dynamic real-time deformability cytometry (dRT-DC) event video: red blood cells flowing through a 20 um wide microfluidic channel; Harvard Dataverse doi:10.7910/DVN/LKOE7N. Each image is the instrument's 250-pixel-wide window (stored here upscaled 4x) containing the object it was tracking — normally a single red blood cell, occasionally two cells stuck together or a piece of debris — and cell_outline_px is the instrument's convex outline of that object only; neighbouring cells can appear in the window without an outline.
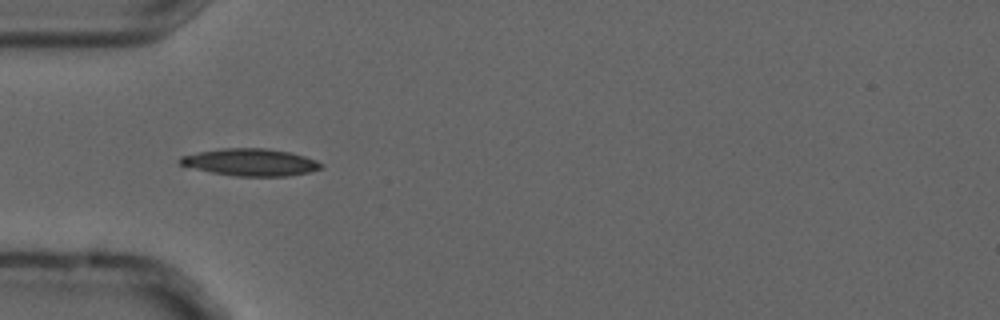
{"species": "common noctule bat (a hibernating species)", "species_latin": "Nyctalus noctula", "temperature_condition": "cold", "stored_images_in_passage": 5, "camera_frame_rate_fps": 3000, "um_per_image_px": 0.085, "animal": {"sex": "male", "forearm_length_mm": 52.5}, "frame": {"image": 1, "passage_image": 4, "time_ms": 1.0, "image_size_px": [1000, 320], "cell_outline_px": [[324, 168], [308, 172], [288, 176], [236, 176], [212, 172], [180, 164], [180, 156], [220, 148], [268, 148], [288, 152], [304, 156], [316, 160], [324, 164]], "centroid_in_image_um": [21.35, 13.79], "position_along_channel_um": 63.6, "area_um2": 22.14}}
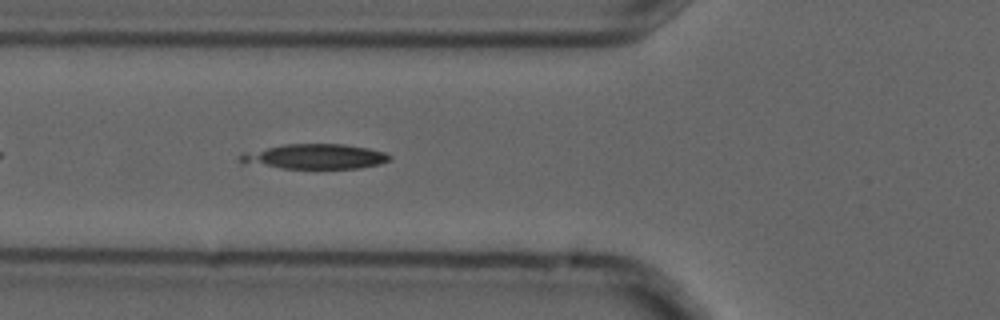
{"frame": {"image": 2, "passage_image": 5, "time_ms": 1.333, "image_size_px": [1000, 320], "cell_outline_px": [[392, 160], [380, 164], [360, 168], [280, 168], [240, 164], [240, 152], [284, 144], [344, 144], [368, 148], [384, 152], [392, 156]], "centroid_in_image_um": [26.71, 13.31], "position_along_channel_um": 99.1, "area_um2": 22.08}}